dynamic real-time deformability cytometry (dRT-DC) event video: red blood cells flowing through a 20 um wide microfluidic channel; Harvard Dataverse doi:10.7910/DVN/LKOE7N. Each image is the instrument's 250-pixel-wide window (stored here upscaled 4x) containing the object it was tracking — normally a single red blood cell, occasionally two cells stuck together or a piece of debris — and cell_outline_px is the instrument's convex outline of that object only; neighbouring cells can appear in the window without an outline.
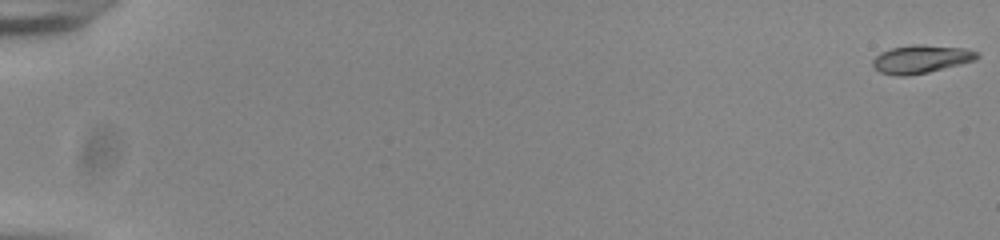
{"species": "common noctule bat (a hibernating species)", "species_latin": "Nyctalus noctula", "temperature_condition": "room temperature", "stored_images_in_passage": 56, "camera_frame_rate_fps": 3000, "um_per_image_px": 0.085, "animal": {"sex": "male", "body_mass_g": 20.0, "forearm_length_mm": 53.3}, "frame": {"image": 1, "passage_image": 1, "time_ms": 0.0, "image_size_px": [1000, 240], "cell_outline_px": [[980, 56], [976, 60], [928, 72], [908, 76], [896, 76], [880, 72], [872, 64], [872, 60], [880, 52], [892, 48], [912, 44], [924, 44], [964, 48], [980, 52]], "centroid_in_image_um": [78.3, 5.01], "position_along_channel_um": 6.7, "area_um2": 17.22}}
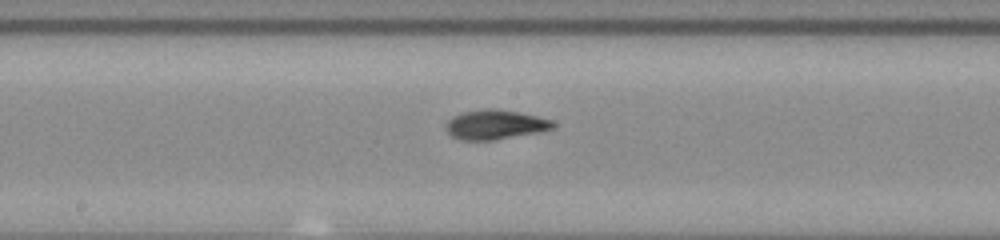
{"frame": {"image": 2, "passage_image": 32, "time_ms": 10.333, "image_size_px": [1000, 240], "cell_outline_px": [[556, 128], [540, 132], [496, 140], [460, 140], [452, 136], [444, 128], [448, 120], [452, 116], [460, 112], [488, 108], [496, 108], [520, 112], [552, 120], [556, 124]], "centroid_in_image_um": [42.1, 10.59], "position_along_channel_um": 206.1, "area_um2": 18.79}}
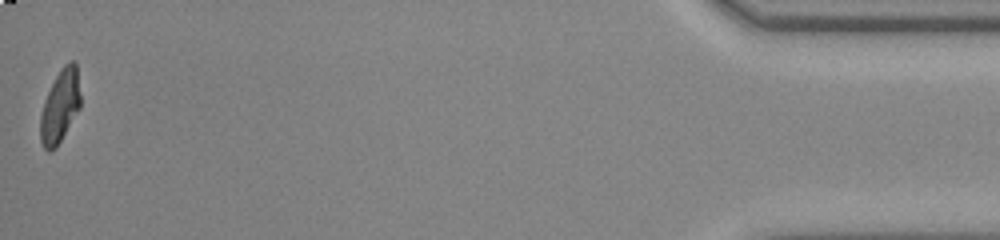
{"frame": {"image": 3, "passage_image": 56, "time_ms": 18.333, "image_size_px": [1000, 240], "cell_outline_px": [[80, 108], [56, 148], [48, 152], [44, 148], [40, 140], [40, 116], [44, 100], [56, 76], [64, 64], [68, 60], [76, 60], [80, 96]], "centroid_in_image_um": [5.1, 9.02], "position_along_channel_um": 430.1, "area_um2": 17.05}, "authors_computed_cell_mechanics": {"area_um2": 17.5712, "velocity_mm_per_s": 3.8321, "shape_relaxation_time_tau1_ms": 3.6923, "shape_relaxation_time_tau2_ms": 1.3062, "deformation_change_tau1": 0.1794, "deformation_change_tau2": 0.0563}}